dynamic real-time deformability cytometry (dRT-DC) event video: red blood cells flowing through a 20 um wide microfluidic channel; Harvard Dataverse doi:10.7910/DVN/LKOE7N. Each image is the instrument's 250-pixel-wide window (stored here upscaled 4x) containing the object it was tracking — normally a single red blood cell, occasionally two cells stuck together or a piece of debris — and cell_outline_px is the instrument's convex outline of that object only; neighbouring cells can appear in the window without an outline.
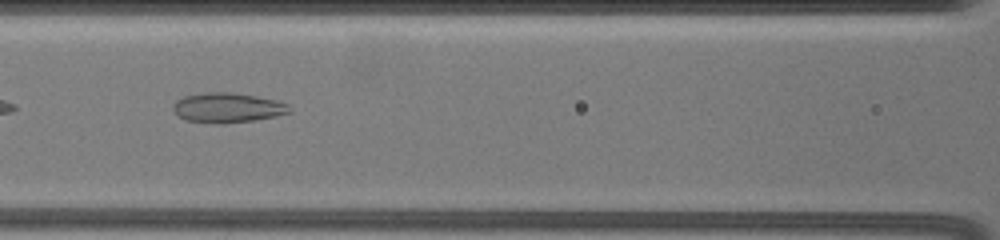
{"species": "common noctule bat (a hibernating species)", "species_latin": "Nyctalus noctula", "temperature_condition": "warm", "stored_images_in_passage": 27, "camera_frame_rate_fps": 3000, "um_per_image_px": 0.085, "animal": {"sex": "female", "body_mass_g": 19.5, "forearm_length_mm": 54.1}, "frame": {"image": 1, "passage_image": 5, "time_ms": 4.333, "image_size_px": [1000, 240], "cell_outline_px": [[292, 112], [276, 116], [256, 120], [224, 124], [216, 124], [184, 120], [172, 108], [172, 104], [176, 100], [184, 96], [204, 92], [228, 92], [256, 96], [276, 100], [288, 104], [292, 108]], "centroid_in_image_um": [19.35, 9.16], "position_along_channel_um": 147.2, "area_um2": 20.46}, "authors_computed_cell_mechanics": {"area_um2": 20.4612, "velocity_mm_per_s": 3.5712, "shape_relaxation_time_tau1_ms": null, "shape_relaxation_time_tau2_ms": 2.0013, "deformation_change_tau1": null, "deformation_change_tau2": 0.0893}}